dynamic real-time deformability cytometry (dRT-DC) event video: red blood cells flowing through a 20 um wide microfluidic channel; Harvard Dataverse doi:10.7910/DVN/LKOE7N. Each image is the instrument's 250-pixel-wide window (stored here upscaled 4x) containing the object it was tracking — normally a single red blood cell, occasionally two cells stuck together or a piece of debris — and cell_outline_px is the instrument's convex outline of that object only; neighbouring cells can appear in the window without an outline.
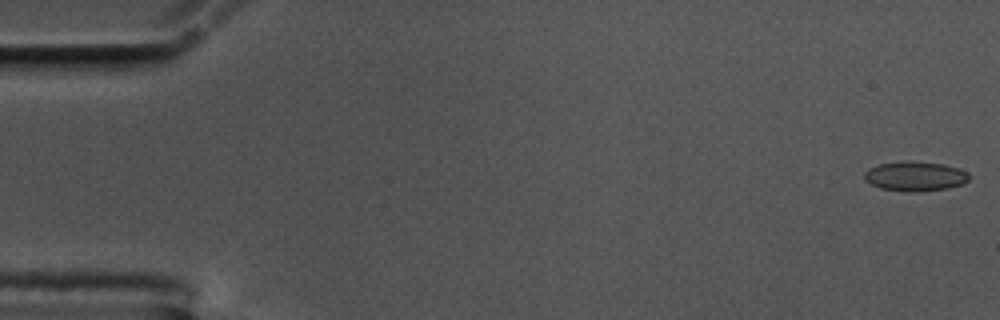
{"species": "common noctule bat (a hibernating species)", "species_latin": "Nyctalus noctula", "temperature_condition": "cold", "stored_images_in_passage": 56, "camera_frame_rate_fps": 3000, "um_per_image_px": 0.085, "animal": {"sex": "male", "body_mass_g": 17.5, "forearm_length_mm": 52.3}, "frame": {"image": 1, "passage_image": 1, "time_ms": 0.0, "image_size_px": [1000, 320], "cell_outline_px": [[968, 180], [964, 184], [948, 188], [912, 192], [904, 192], [880, 188], [864, 180], [864, 172], [868, 168], [880, 164], [940, 164], [956, 168], [968, 172]], "centroid_in_image_um": [77.77, 15.04], "position_along_channel_um": 7.2, "area_um2": 17.17}}
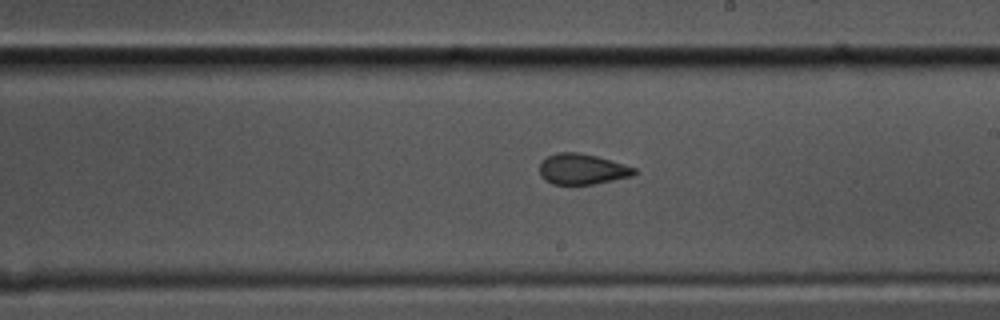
{"frame": {"image": 2, "passage_image": 32, "time_ms": 10.333, "image_size_px": [1000, 320], "cell_outline_px": [[636, 172], [632, 176], [592, 184], [552, 184], [544, 180], [540, 176], [540, 160], [556, 152], [576, 152], [596, 156], [636, 168]], "centroid_in_image_um": [49.43, 14.37], "position_along_channel_um": 239.6, "area_um2": 16.82}}
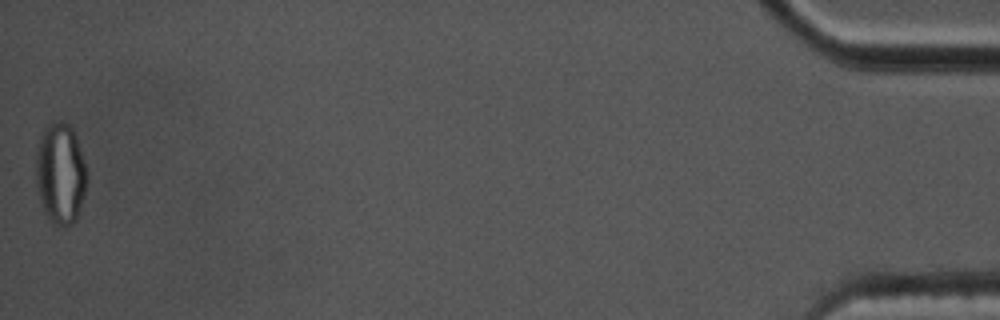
{"frame": {"image": 3, "passage_image": 56, "time_ms": 18.333, "image_size_px": [1000, 320], "cell_outline_px": [[84, 196], [76, 220], [72, 224], [64, 228], [52, 224], [44, 212], [40, 200], [36, 180], [36, 152], [40, 136], [52, 120], [60, 120], [68, 124], [72, 128], [76, 136], [84, 160]], "centroid_in_image_um": [5.11, 14.76], "position_along_channel_um": 430.1, "area_um2": 29.88}, "authors_computed_cell_mechanics": {"area_um2": 17.5712, "velocity_mm_per_s": 3.5844, "shape_relaxation_time_tau1_ms": null, "shape_relaxation_time_tau2_ms": 1.069, "deformation_change_tau1": null, "deformation_change_tau2": 0.0684}}